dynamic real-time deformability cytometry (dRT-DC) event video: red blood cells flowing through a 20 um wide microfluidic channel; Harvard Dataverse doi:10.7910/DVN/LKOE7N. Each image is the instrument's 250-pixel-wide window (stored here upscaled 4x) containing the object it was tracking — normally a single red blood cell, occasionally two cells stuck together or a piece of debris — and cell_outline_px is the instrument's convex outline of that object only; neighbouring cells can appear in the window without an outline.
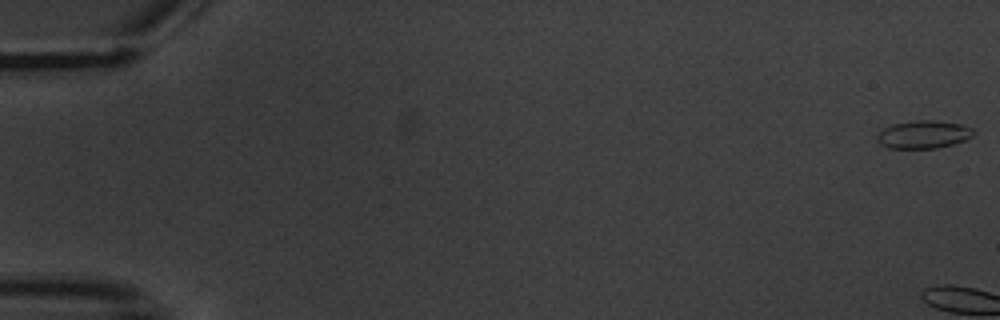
{"species": "common noctule bat (a hibernating species)", "species_latin": "Nyctalus noctula", "temperature_condition": "warm", "stored_images_in_passage": 8, "camera_frame_rate_fps": 3000, "um_per_image_px": 0.085, "animal": {"sex": "male", "body_mass_g": 20.1, "forearm_length_mm": 53.5}, "frame": {"image": 1, "passage_image": 1, "time_ms": 0.0, "image_size_px": [1000, 320], "cell_outline_px": [[976, 132], [972, 136], [964, 140], [952, 144], [936, 148], [888, 148], [880, 144], [876, 140], [876, 136], [884, 128], [892, 124], [916, 120], [932, 120], [960, 124], [972, 128]], "centroid_in_image_um": [78.48, 11.43], "position_along_channel_um": 6.5, "area_um2": 15.61}}
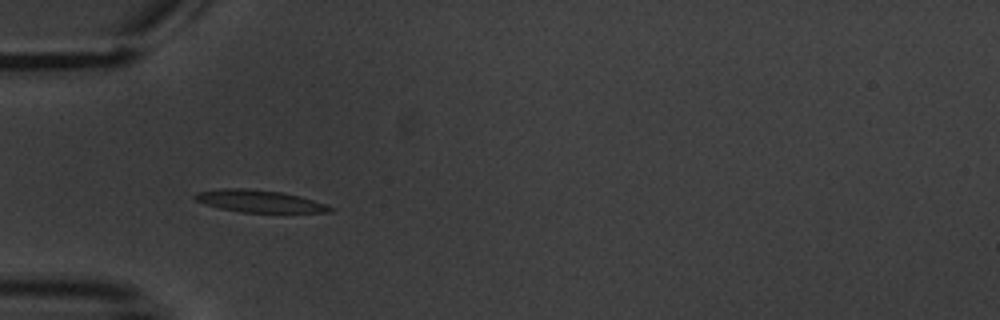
{"frame": {"image": 2, "passage_image": 7, "time_ms": 7.333, "image_size_px": [1000, 320], "cell_outline_px": [[336, 208], [332, 212], [240, 212], [220, 208], [204, 204], [196, 200], [192, 196], [196, 192], [220, 188], [244, 188], [280, 192], [300, 196]], "centroid_in_image_um": [22.0, 17.09], "position_along_channel_um": 63.0, "area_um2": 17.4}}